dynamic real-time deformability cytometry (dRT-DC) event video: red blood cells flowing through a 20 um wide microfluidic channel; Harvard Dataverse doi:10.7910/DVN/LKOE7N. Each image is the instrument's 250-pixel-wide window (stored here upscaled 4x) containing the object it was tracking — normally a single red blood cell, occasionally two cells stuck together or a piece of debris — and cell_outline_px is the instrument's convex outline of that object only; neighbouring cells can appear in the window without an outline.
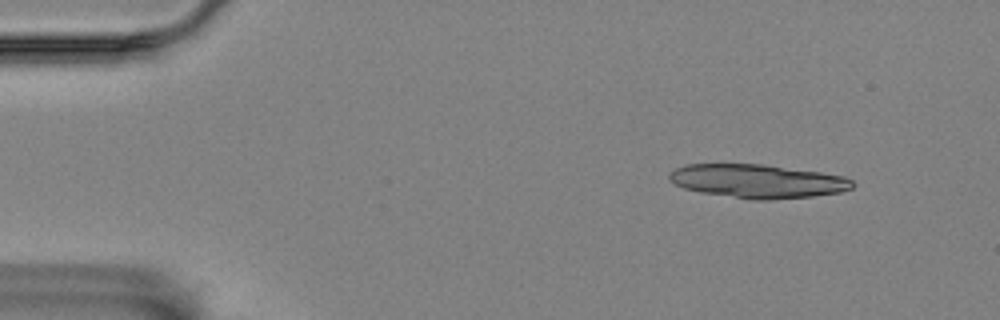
{"species": "Egyptian fruit bat (a non-hibernating species)", "species_latin": "Rousettus aegyptiacus", "temperature_condition": "room temperature", "stored_images_in_passage": 11, "camera_frame_rate_fps": 3000, "um_per_image_px": 0.085, "animal": {"sex": "female"}, "frame": {"image": 1, "passage_image": 1, "time_ms": 0.0, "image_size_px": [1000, 320], "cell_outline_px": [[856, 184], [852, 188], [840, 192], [812, 196], [768, 200], [752, 200], [700, 192], [684, 188], [676, 184], [668, 176], [676, 168], [684, 164], [760, 164], [820, 172], [844, 176], [852, 180]], "centroid_in_image_um": [64.42, 15.4], "position_along_channel_um": 20.6, "area_um2": 35.78}}